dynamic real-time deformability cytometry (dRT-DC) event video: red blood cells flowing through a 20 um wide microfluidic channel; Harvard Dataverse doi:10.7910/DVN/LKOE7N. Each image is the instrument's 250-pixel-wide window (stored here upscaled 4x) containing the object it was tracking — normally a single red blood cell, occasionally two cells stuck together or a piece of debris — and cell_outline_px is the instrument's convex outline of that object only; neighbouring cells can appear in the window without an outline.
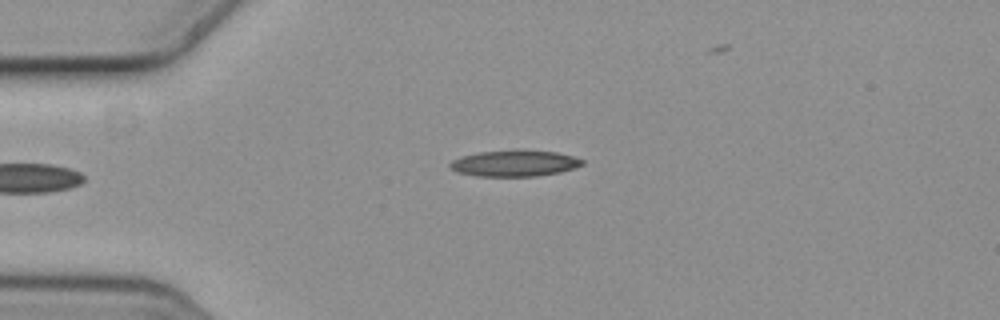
{"species": "common noctule bat (a hibernating species)", "species_latin": "Nyctalus noctula", "temperature_condition": "cold", "stored_images_in_passage": 6, "camera_frame_rate_fps": 3000, "um_per_image_px": 0.085, "animal": {"sex": "female", "body_mass_g": 19.3, "forearm_length_mm": 54.1}, "frame": {"image": 1, "passage_image": 6, "time_ms": 1.667, "image_size_px": [1000, 320], "cell_outline_px": [[584, 164], [560, 172], [536, 176], [476, 176], [456, 172], [448, 164], [452, 160], [460, 156], [480, 152], [516, 148], [520, 148], [556, 152], [572, 156], [584, 160]], "centroid_in_image_um": [43.71, 13.85], "position_along_channel_um": 41.3, "area_um2": 20.58}}